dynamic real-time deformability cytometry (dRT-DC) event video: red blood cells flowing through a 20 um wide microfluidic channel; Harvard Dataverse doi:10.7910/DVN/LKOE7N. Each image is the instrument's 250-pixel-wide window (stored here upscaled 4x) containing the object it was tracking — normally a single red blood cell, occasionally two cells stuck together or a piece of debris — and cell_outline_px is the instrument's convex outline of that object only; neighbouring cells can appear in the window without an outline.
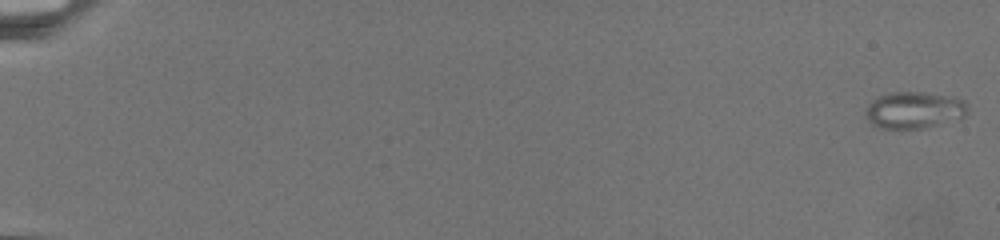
{"species": "common noctule bat (a hibernating species)", "species_latin": "Nyctalus noctula", "temperature_condition": "warm", "stored_images_in_passage": 17, "camera_frame_rate_fps": 3000, "um_per_image_px": 0.085, "animal": {"sex": "female", "body_mass_g": 19.5, "forearm_length_mm": 54.1}, "frame": {"image": 1, "passage_image": 1, "time_ms": 0.0, "image_size_px": [1000, 240], "cell_outline_px": [[964, 116], [920, 128], [884, 128], [872, 124], [864, 116], [868, 104], [880, 96], [896, 92], [920, 92], [948, 96], [964, 100]], "centroid_in_image_um": [77.61, 9.35], "position_along_channel_um": 7.4, "area_um2": 20.92}}
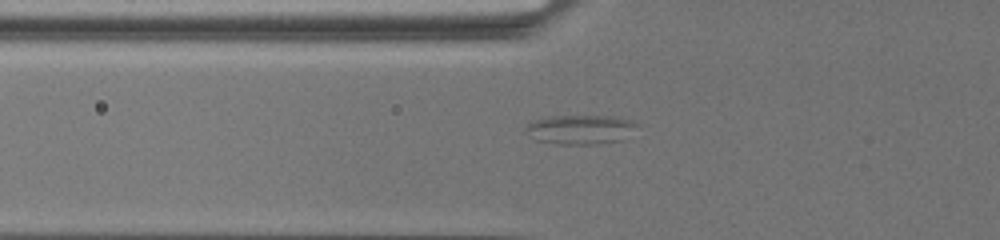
{"frame": {"image": 2, "passage_image": 12, "time_ms": 9.667, "image_size_px": [1000, 240], "cell_outline_px": [[632, 124], [620, 140], [596, 144], [556, 144], [536, 140], [524, 132], [524, 128], [532, 120], [544, 116], [612, 116], [628, 120]], "centroid_in_image_um": [49.1, 11.0], "position_along_channel_um": 76.7, "area_um2": 18.44}}
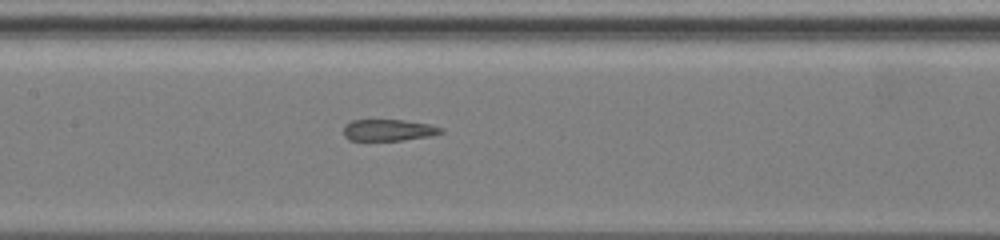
{"frame": {"image": 3, "passage_image": 17, "time_ms": 13.0, "image_size_px": [1000, 240], "cell_outline_px": [[444, 132], [428, 136], [400, 140], [348, 140], [344, 136], [344, 124], [352, 120], [404, 120], [428, 124], [444, 128]], "centroid_in_image_um": [33.0, 11.05], "position_along_channel_um": 174.4, "area_um2": 12.14}}